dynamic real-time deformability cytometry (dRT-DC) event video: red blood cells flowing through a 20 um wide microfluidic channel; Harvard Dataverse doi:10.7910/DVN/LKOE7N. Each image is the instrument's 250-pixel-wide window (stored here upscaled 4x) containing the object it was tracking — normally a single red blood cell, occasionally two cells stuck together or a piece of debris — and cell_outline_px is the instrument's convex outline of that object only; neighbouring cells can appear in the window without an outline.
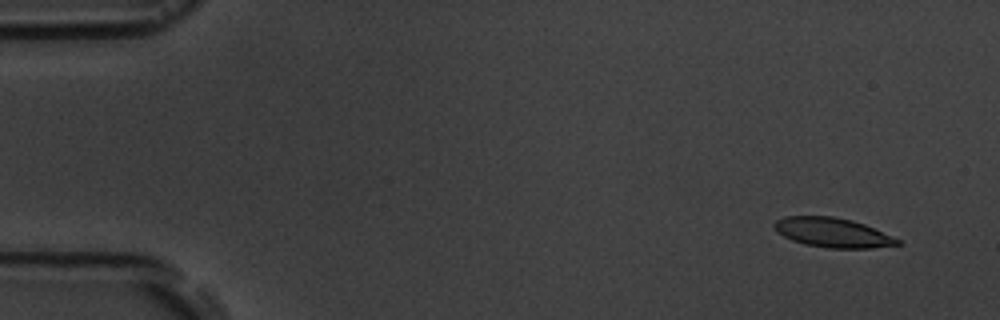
{"species": "common noctule bat (a hibernating species)", "species_latin": "Nyctalus noctula", "temperature_condition": "room temperature", "stored_images_in_passage": 5, "segment_of_instrument_passage": [1, 2], "camera_frame_rate_fps": 3000, "um_per_image_px": 0.085, "animal": {"sex": "male", "body_mass_g": 19.5, "forearm_length_mm": 54.6}, "frame": {"image": 1, "passage_image": 1, "time_ms": 0.0, "image_size_px": [1000, 320], "cell_outline_px": [[904, 244], [872, 248], [828, 248], [804, 244], [792, 240], [784, 236], [772, 224], [776, 220], [784, 216], [832, 216], [852, 220], [864, 224], [892, 236], [900, 240]], "centroid_in_image_um": [70.8, 19.77], "position_along_channel_um": 14.2, "area_um2": 21.1}}